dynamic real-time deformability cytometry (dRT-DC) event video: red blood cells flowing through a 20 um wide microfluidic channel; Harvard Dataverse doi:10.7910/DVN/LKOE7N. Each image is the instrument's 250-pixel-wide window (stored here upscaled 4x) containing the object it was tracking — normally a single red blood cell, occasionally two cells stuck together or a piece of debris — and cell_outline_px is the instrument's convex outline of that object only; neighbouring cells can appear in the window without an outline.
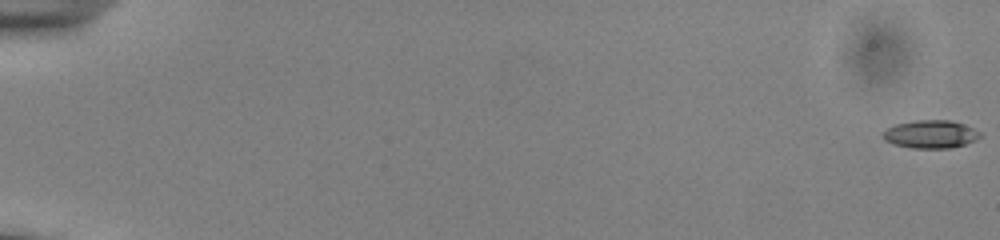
{"species": "common noctule bat (a hibernating species)", "species_latin": "Nyctalus noctula", "temperature_condition": "cold", "stored_images_in_passage": 56, "camera_frame_rate_fps": 3000, "um_per_image_px": 0.085, "animal": {"sex": "male", "body_mass_g": 13.0, "forearm_length_mm": 53.1}, "frame": {"image": 1, "passage_image": 1, "time_ms": 0.0, "image_size_px": [1000, 240], "cell_outline_px": [[980, 136], [976, 140], [952, 148], [912, 148], [892, 144], [884, 140], [884, 132], [888, 128], [896, 124], [916, 120], [948, 120], [964, 124], [980, 132]], "centroid_in_image_um": [79.1, 11.41], "position_along_channel_um": 5.9, "area_um2": 15.72}}
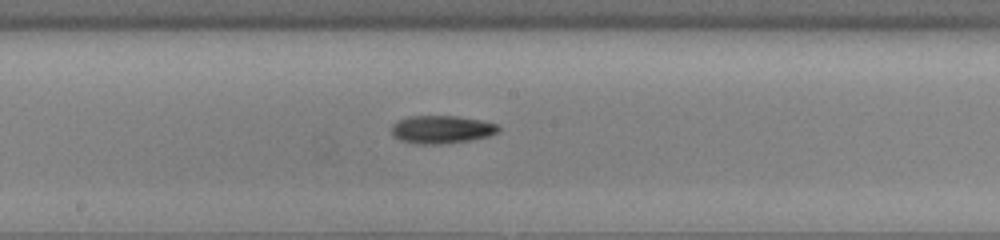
{"frame": {"image": 2, "passage_image": 32, "time_ms": 10.333, "image_size_px": [1000, 240], "cell_outline_px": [[500, 128], [496, 132], [488, 136], [468, 140], [440, 144], [416, 144], [400, 140], [392, 136], [392, 124], [408, 116], [456, 116], [480, 120], [496, 124]], "centroid_in_image_um": [37.49, 11.0], "position_along_channel_um": 210.7, "area_um2": 17.22}}
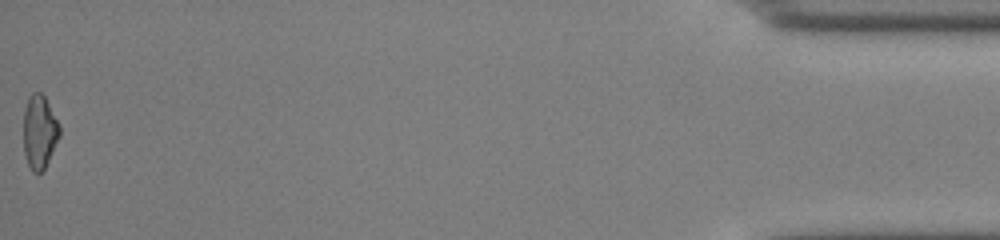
{"frame": {"image": 3, "passage_image": 56, "time_ms": 18.333, "image_size_px": [1000, 240], "cell_outline_px": [[60, 136], [44, 168], [40, 172], [32, 172], [28, 164], [24, 152], [24, 108], [28, 96], [32, 92], [40, 92], [44, 96], [60, 128]], "centroid_in_image_um": [3.33, 11.19], "position_along_channel_um": 431.9, "area_um2": 15.2}, "authors_computed_cell_mechanics": {"area_um2": 16.2707, "velocity_mm_per_s": 3.8726, "shape_relaxation_time_tau1_ms": 3.7461, "shape_relaxation_time_tau2_ms": null, "deformation_change_tau1": 0.1563, "deformation_change_tau2": null}}